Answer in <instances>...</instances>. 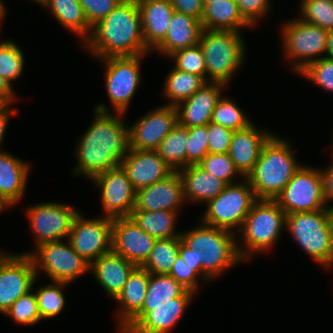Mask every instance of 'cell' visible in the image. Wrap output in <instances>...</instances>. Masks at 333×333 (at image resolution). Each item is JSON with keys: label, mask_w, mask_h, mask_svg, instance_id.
I'll use <instances>...</instances> for the list:
<instances>
[{"label": "cell", "mask_w": 333, "mask_h": 333, "mask_svg": "<svg viewBox=\"0 0 333 333\" xmlns=\"http://www.w3.org/2000/svg\"><path fill=\"white\" fill-rule=\"evenodd\" d=\"M94 119L82 136L77 138L73 176L92 180L95 176L120 166L131 150L129 122L123 113L94 110Z\"/></svg>", "instance_id": "cell-1"}, {"label": "cell", "mask_w": 333, "mask_h": 333, "mask_svg": "<svg viewBox=\"0 0 333 333\" xmlns=\"http://www.w3.org/2000/svg\"><path fill=\"white\" fill-rule=\"evenodd\" d=\"M81 45L96 59L150 54L143 38L137 0H122L92 27Z\"/></svg>", "instance_id": "cell-2"}, {"label": "cell", "mask_w": 333, "mask_h": 333, "mask_svg": "<svg viewBox=\"0 0 333 333\" xmlns=\"http://www.w3.org/2000/svg\"><path fill=\"white\" fill-rule=\"evenodd\" d=\"M288 139L273 134L264 144L253 171L246 177L258 199L275 200L302 166Z\"/></svg>", "instance_id": "cell-3"}, {"label": "cell", "mask_w": 333, "mask_h": 333, "mask_svg": "<svg viewBox=\"0 0 333 333\" xmlns=\"http://www.w3.org/2000/svg\"><path fill=\"white\" fill-rule=\"evenodd\" d=\"M285 226L286 213L277 202L258 199L236 233V246L240 258L249 262L257 253L265 254L271 251Z\"/></svg>", "instance_id": "cell-4"}, {"label": "cell", "mask_w": 333, "mask_h": 333, "mask_svg": "<svg viewBox=\"0 0 333 333\" xmlns=\"http://www.w3.org/2000/svg\"><path fill=\"white\" fill-rule=\"evenodd\" d=\"M181 238L190 249L201 250L202 278L205 283L244 262L238 254L236 234L228 230L200 222L197 227L182 231Z\"/></svg>", "instance_id": "cell-5"}, {"label": "cell", "mask_w": 333, "mask_h": 333, "mask_svg": "<svg viewBox=\"0 0 333 333\" xmlns=\"http://www.w3.org/2000/svg\"><path fill=\"white\" fill-rule=\"evenodd\" d=\"M285 231L325 270L333 267L332 208L286 215Z\"/></svg>", "instance_id": "cell-6"}, {"label": "cell", "mask_w": 333, "mask_h": 333, "mask_svg": "<svg viewBox=\"0 0 333 333\" xmlns=\"http://www.w3.org/2000/svg\"><path fill=\"white\" fill-rule=\"evenodd\" d=\"M243 33L229 30L203 29L199 38L205 63L206 82L228 85L245 61Z\"/></svg>", "instance_id": "cell-7"}, {"label": "cell", "mask_w": 333, "mask_h": 333, "mask_svg": "<svg viewBox=\"0 0 333 333\" xmlns=\"http://www.w3.org/2000/svg\"><path fill=\"white\" fill-rule=\"evenodd\" d=\"M147 55L149 54L97 59L104 65L105 88L113 108L110 110L102 102L94 110L123 114L129 111V105L142 81L140 64Z\"/></svg>", "instance_id": "cell-8"}, {"label": "cell", "mask_w": 333, "mask_h": 333, "mask_svg": "<svg viewBox=\"0 0 333 333\" xmlns=\"http://www.w3.org/2000/svg\"><path fill=\"white\" fill-rule=\"evenodd\" d=\"M280 27L283 57L292 62L290 69L295 74L311 62L328 56L327 30L298 17L284 21Z\"/></svg>", "instance_id": "cell-9"}, {"label": "cell", "mask_w": 333, "mask_h": 333, "mask_svg": "<svg viewBox=\"0 0 333 333\" xmlns=\"http://www.w3.org/2000/svg\"><path fill=\"white\" fill-rule=\"evenodd\" d=\"M258 200L247 178L227 184L224 190L205 206L201 222L237 233Z\"/></svg>", "instance_id": "cell-10"}, {"label": "cell", "mask_w": 333, "mask_h": 333, "mask_svg": "<svg viewBox=\"0 0 333 333\" xmlns=\"http://www.w3.org/2000/svg\"><path fill=\"white\" fill-rule=\"evenodd\" d=\"M21 254L31 256L36 277H39L42 271L51 281L70 284L90 272V263L72 248L68 239L46 242L35 248V251Z\"/></svg>", "instance_id": "cell-11"}, {"label": "cell", "mask_w": 333, "mask_h": 333, "mask_svg": "<svg viewBox=\"0 0 333 333\" xmlns=\"http://www.w3.org/2000/svg\"><path fill=\"white\" fill-rule=\"evenodd\" d=\"M25 212L35 249L46 242L68 239L79 210L64 202L53 201L32 204Z\"/></svg>", "instance_id": "cell-12"}, {"label": "cell", "mask_w": 333, "mask_h": 333, "mask_svg": "<svg viewBox=\"0 0 333 333\" xmlns=\"http://www.w3.org/2000/svg\"><path fill=\"white\" fill-rule=\"evenodd\" d=\"M275 201L286 215L326 209L319 168L302 165Z\"/></svg>", "instance_id": "cell-13"}, {"label": "cell", "mask_w": 333, "mask_h": 333, "mask_svg": "<svg viewBox=\"0 0 333 333\" xmlns=\"http://www.w3.org/2000/svg\"><path fill=\"white\" fill-rule=\"evenodd\" d=\"M196 295L186 290L168 303L143 304L142 309L118 333H171Z\"/></svg>", "instance_id": "cell-14"}, {"label": "cell", "mask_w": 333, "mask_h": 333, "mask_svg": "<svg viewBox=\"0 0 333 333\" xmlns=\"http://www.w3.org/2000/svg\"><path fill=\"white\" fill-rule=\"evenodd\" d=\"M100 191L103 218L110 220L130 216L136 203V190L121 166L103 172L92 179Z\"/></svg>", "instance_id": "cell-15"}, {"label": "cell", "mask_w": 333, "mask_h": 333, "mask_svg": "<svg viewBox=\"0 0 333 333\" xmlns=\"http://www.w3.org/2000/svg\"><path fill=\"white\" fill-rule=\"evenodd\" d=\"M112 220L98 217L75 216L68 241L72 248L90 264L102 254L111 251Z\"/></svg>", "instance_id": "cell-16"}, {"label": "cell", "mask_w": 333, "mask_h": 333, "mask_svg": "<svg viewBox=\"0 0 333 333\" xmlns=\"http://www.w3.org/2000/svg\"><path fill=\"white\" fill-rule=\"evenodd\" d=\"M36 279L29 254L11 253L0 264V313L3 315L21 296L32 290Z\"/></svg>", "instance_id": "cell-17"}, {"label": "cell", "mask_w": 333, "mask_h": 333, "mask_svg": "<svg viewBox=\"0 0 333 333\" xmlns=\"http://www.w3.org/2000/svg\"><path fill=\"white\" fill-rule=\"evenodd\" d=\"M132 123V124H131ZM131 146L138 150H157L160 142L178 124L175 106L161 105L131 122Z\"/></svg>", "instance_id": "cell-18"}, {"label": "cell", "mask_w": 333, "mask_h": 333, "mask_svg": "<svg viewBox=\"0 0 333 333\" xmlns=\"http://www.w3.org/2000/svg\"><path fill=\"white\" fill-rule=\"evenodd\" d=\"M155 242L130 216L112 220L111 250L134 265L145 263Z\"/></svg>", "instance_id": "cell-19"}, {"label": "cell", "mask_w": 333, "mask_h": 333, "mask_svg": "<svg viewBox=\"0 0 333 333\" xmlns=\"http://www.w3.org/2000/svg\"><path fill=\"white\" fill-rule=\"evenodd\" d=\"M185 205L181 175L178 171H173L165 179L136 191L133 210H166L180 213Z\"/></svg>", "instance_id": "cell-20"}, {"label": "cell", "mask_w": 333, "mask_h": 333, "mask_svg": "<svg viewBox=\"0 0 333 333\" xmlns=\"http://www.w3.org/2000/svg\"><path fill=\"white\" fill-rule=\"evenodd\" d=\"M120 166L136 191L165 179L173 172L156 150L132 148L131 152L122 159Z\"/></svg>", "instance_id": "cell-21"}, {"label": "cell", "mask_w": 333, "mask_h": 333, "mask_svg": "<svg viewBox=\"0 0 333 333\" xmlns=\"http://www.w3.org/2000/svg\"><path fill=\"white\" fill-rule=\"evenodd\" d=\"M226 84L219 82H207L193 96L178 103V124L186 128L207 125L218 100L223 95Z\"/></svg>", "instance_id": "cell-22"}, {"label": "cell", "mask_w": 333, "mask_h": 333, "mask_svg": "<svg viewBox=\"0 0 333 333\" xmlns=\"http://www.w3.org/2000/svg\"><path fill=\"white\" fill-rule=\"evenodd\" d=\"M273 134L265 128L260 129L254 122L245 129L234 131L228 155L244 178L253 171L264 144Z\"/></svg>", "instance_id": "cell-23"}, {"label": "cell", "mask_w": 333, "mask_h": 333, "mask_svg": "<svg viewBox=\"0 0 333 333\" xmlns=\"http://www.w3.org/2000/svg\"><path fill=\"white\" fill-rule=\"evenodd\" d=\"M136 267L131 261L111 250L90 264V273L105 293L114 300Z\"/></svg>", "instance_id": "cell-24"}, {"label": "cell", "mask_w": 333, "mask_h": 333, "mask_svg": "<svg viewBox=\"0 0 333 333\" xmlns=\"http://www.w3.org/2000/svg\"><path fill=\"white\" fill-rule=\"evenodd\" d=\"M137 4L146 48L152 53L165 39L175 10L169 0H137Z\"/></svg>", "instance_id": "cell-25"}, {"label": "cell", "mask_w": 333, "mask_h": 333, "mask_svg": "<svg viewBox=\"0 0 333 333\" xmlns=\"http://www.w3.org/2000/svg\"><path fill=\"white\" fill-rule=\"evenodd\" d=\"M165 39L152 51L170 57L176 51L199 44L201 21L193 16L174 11Z\"/></svg>", "instance_id": "cell-26"}, {"label": "cell", "mask_w": 333, "mask_h": 333, "mask_svg": "<svg viewBox=\"0 0 333 333\" xmlns=\"http://www.w3.org/2000/svg\"><path fill=\"white\" fill-rule=\"evenodd\" d=\"M31 164L6 150L0 151V195L12 207L19 204L26 193ZM16 204V205H15Z\"/></svg>", "instance_id": "cell-27"}, {"label": "cell", "mask_w": 333, "mask_h": 333, "mask_svg": "<svg viewBox=\"0 0 333 333\" xmlns=\"http://www.w3.org/2000/svg\"><path fill=\"white\" fill-rule=\"evenodd\" d=\"M148 283L149 272L137 266L129 275L122 291L114 299L119 304L116 313L117 333L142 309Z\"/></svg>", "instance_id": "cell-28"}, {"label": "cell", "mask_w": 333, "mask_h": 333, "mask_svg": "<svg viewBox=\"0 0 333 333\" xmlns=\"http://www.w3.org/2000/svg\"><path fill=\"white\" fill-rule=\"evenodd\" d=\"M183 182L184 198L187 203L207 204L226 187V183L199 165H188L178 170Z\"/></svg>", "instance_id": "cell-29"}, {"label": "cell", "mask_w": 333, "mask_h": 333, "mask_svg": "<svg viewBox=\"0 0 333 333\" xmlns=\"http://www.w3.org/2000/svg\"><path fill=\"white\" fill-rule=\"evenodd\" d=\"M203 29L243 32L253 28L242 16L235 0H219L207 3L201 19Z\"/></svg>", "instance_id": "cell-30"}, {"label": "cell", "mask_w": 333, "mask_h": 333, "mask_svg": "<svg viewBox=\"0 0 333 333\" xmlns=\"http://www.w3.org/2000/svg\"><path fill=\"white\" fill-rule=\"evenodd\" d=\"M39 5L49 10L59 24L78 36L81 43L89 37L92 28L78 0H42Z\"/></svg>", "instance_id": "cell-31"}, {"label": "cell", "mask_w": 333, "mask_h": 333, "mask_svg": "<svg viewBox=\"0 0 333 333\" xmlns=\"http://www.w3.org/2000/svg\"><path fill=\"white\" fill-rule=\"evenodd\" d=\"M179 212L174 211H142L132 210L130 217L146 233L155 239H167L181 237L180 231H176V223Z\"/></svg>", "instance_id": "cell-32"}, {"label": "cell", "mask_w": 333, "mask_h": 333, "mask_svg": "<svg viewBox=\"0 0 333 333\" xmlns=\"http://www.w3.org/2000/svg\"><path fill=\"white\" fill-rule=\"evenodd\" d=\"M207 82L200 76L171 67L163 85V97L168 100L165 105L176 106L193 96Z\"/></svg>", "instance_id": "cell-33"}, {"label": "cell", "mask_w": 333, "mask_h": 333, "mask_svg": "<svg viewBox=\"0 0 333 333\" xmlns=\"http://www.w3.org/2000/svg\"><path fill=\"white\" fill-rule=\"evenodd\" d=\"M187 139L188 128L177 124L156 150L173 171L186 167Z\"/></svg>", "instance_id": "cell-34"}, {"label": "cell", "mask_w": 333, "mask_h": 333, "mask_svg": "<svg viewBox=\"0 0 333 333\" xmlns=\"http://www.w3.org/2000/svg\"><path fill=\"white\" fill-rule=\"evenodd\" d=\"M181 241V237L156 239L149 257L141 267L150 274H169L179 255Z\"/></svg>", "instance_id": "cell-35"}, {"label": "cell", "mask_w": 333, "mask_h": 333, "mask_svg": "<svg viewBox=\"0 0 333 333\" xmlns=\"http://www.w3.org/2000/svg\"><path fill=\"white\" fill-rule=\"evenodd\" d=\"M41 285L35 292L41 320L57 317L65 308L66 298L63 288L70 285L67 282L51 281Z\"/></svg>", "instance_id": "cell-36"}, {"label": "cell", "mask_w": 333, "mask_h": 333, "mask_svg": "<svg viewBox=\"0 0 333 333\" xmlns=\"http://www.w3.org/2000/svg\"><path fill=\"white\" fill-rule=\"evenodd\" d=\"M187 289L168 274H150L144 304H162L181 296Z\"/></svg>", "instance_id": "cell-37"}, {"label": "cell", "mask_w": 333, "mask_h": 333, "mask_svg": "<svg viewBox=\"0 0 333 333\" xmlns=\"http://www.w3.org/2000/svg\"><path fill=\"white\" fill-rule=\"evenodd\" d=\"M239 107L232 98L223 96L218 100L213 110L211 122L233 131L245 129L253 120Z\"/></svg>", "instance_id": "cell-38"}, {"label": "cell", "mask_w": 333, "mask_h": 333, "mask_svg": "<svg viewBox=\"0 0 333 333\" xmlns=\"http://www.w3.org/2000/svg\"><path fill=\"white\" fill-rule=\"evenodd\" d=\"M15 40L3 39L0 42V75L12 85L24 73L25 55Z\"/></svg>", "instance_id": "cell-39"}, {"label": "cell", "mask_w": 333, "mask_h": 333, "mask_svg": "<svg viewBox=\"0 0 333 333\" xmlns=\"http://www.w3.org/2000/svg\"><path fill=\"white\" fill-rule=\"evenodd\" d=\"M36 277L32 290L27 294L19 297L11 307L3 314L5 317H9L12 322H15L18 325H35L40 323L41 317L38 309V301L36 294L34 292V285H36Z\"/></svg>", "instance_id": "cell-40"}, {"label": "cell", "mask_w": 333, "mask_h": 333, "mask_svg": "<svg viewBox=\"0 0 333 333\" xmlns=\"http://www.w3.org/2000/svg\"><path fill=\"white\" fill-rule=\"evenodd\" d=\"M299 16L304 22L333 30V0H301Z\"/></svg>", "instance_id": "cell-41"}, {"label": "cell", "mask_w": 333, "mask_h": 333, "mask_svg": "<svg viewBox=\"0 0 333 333\" xmlns=\"http://www.w3.org/2000/svg\"><path fill=\"white\" fill-rule=\"evenodd\" d=\"M198 165L206 172H209L216 178L224 181L226 184L241 181L236 178L238 176H241V179L244 178L236 169L234 162L230 159L228 153H208Z\"/></svg>", "instance_id": "cell-42"}, {"label": "cell", "mask_w": 333, "mask_h": 333, "mask_svg": "<svg viewBox=\"0 0 333 333\" xmlns=\"http://www.w3.org/2000/svg\"><path fill=\"white\" fill-rule=\"evenodd\" d=\"M169 59L174 61L173 66L178 70L195 74L206 81V63L203 50L199 44L178 50Z\"/></svg>", "instance_id": "cell-43"}, {"label": "cell", "mask_w": 333, "mask_h": 333, "mask_svg": "<svg viewBox=\"0 0 333 333\" xmlns=\"http://www.w3.org/2000/svg\"><path fill=\"white\" fill-rule=\"evenodd\" d=\"M299 74L301 77L312 81L319 88L333 93V57L327 56L313 61Z\"/></svg>", "instance_id": "cell-44"}, {"label": "cell", "mask_w": 333, "mask_h": 333, "mask_svg": "<svg viewBox=\"0 0 333 333\" xmlns=\"http://www.w3.org/2000/svg\"><path fill=\"white\" fill-rule=\"evenodd\" d=\"M186 167L198 165L208 154L207 125L188 128Z\"/></svg>", "instance_id": "cell-45"}, {"label": "cell", "mask_w": 333, "mask_h": 333, "mask_svg": "<svg viewBox=\"0 0 333 333\" xmlns=\"http://www.w3.org/2000/svg\"><path fill=\"white\" fill-rule=\"evenodd\" d=\"M168 275L173 277L187 290L192 291L195 294H197L200 289V282H205V280L194 269L185 263L180 255L176 258V261L173 263Z\"/></svg>", "instance_id": "cell-46"}, {"label": "cell", "mask_w": 333, "mask_h": 333, "mask_svg": "<svg viewBox=\"0 0 333 333\" xmlns=\"http://www.w3.org/2000/svg\"><path fill=\"white\" fill-rule=\"evenodd\" d=\"M243 18L255 28L271 13V0H235ZM257 24V25H256Z\"/></svg>", "instance_id": "cell-47"}, {"label": "cell", "mask_w": 333, "mask_h": 333, "mask_svg": "<svg viewBox=\"0 0 333 333\" xmlns=\"http://www.w3.org/2000/svg\"><path fill=\"white\" fill-rule=\"evenodd\" d=\"M92 28L103 20L122 0H78Z\"/></svg>", "instance_id": "cell-48"}, {"label": "cell", "mask_w": 333, "mask_h": 333, "mask_svg": "<svg viewBox=\"0 0 333 333\" xmlns=\"http://www.w3.org/2000/svg\"><path fill=\"white\" fill-rule=\"evenodd\" d=\"M208 130V153H228L234 131L209 122Z\"/></svg>", "instance_id": "cell-49"}, {"label": "cell", "mask_w": 333, "mask_h": 333, "mask_svg": "<svg viewBox=\"0 0 333 333\" xmlns=\"http://www.w3.org/2000/svg\"><path fill=\"white\" fill-rule=\"evenodd\" d=\"M169 2L176 12L193 16L201 21L204 14L203 0H169Z\"/></svg>", "instance_id": "cell-50"}, {"label": "cell", "mask_w": 333, "mask_h": 333, "mask_svg": "<svg viewBox=\"0 0 333 333\" xmlns=\"http://www.w3.org/2000/svg\"><path fill=\"white\" fill-rule=\"evenodd\" d=\"M179 255L183 258L186 264H188L202 277L201 250H192L183 241H181L179 245Z\"/></svg>", "instance_id": "cell-51"}, {"label": "cell", "mask_w": 333, "mask_h": 333, "mask_svg": "<svg viewBox=\"0 0 333 333\" xmlns=\"http://www.w3.org/2000/svg\"><path fill=\"white\" fill-rule=\"evenodd\" d=\"M320 174L322 177L323 196L327 203V206L333 208V161L330 166L326 168H320ZM332 201V202H331Z\"/></svg>", "instance_id": "cell-52"}, {"label": "cell", "mask_w": 333, "mask_h": 333, "mask_svg": "<svg viewBox=\"0 0 333 333\" xmlns=\"http://www.w3.org/2000/svg\"><path fill=\"white\" fill-rule=\"evenodd\" d=\"M14 104H7V103H0V151H3V142L4 137L7 131V127L9 124L10 117L16 116L19 112L17 111V108H14L12 106Z\"/></svg>", "instance_id": "cell-53"}, {"label": "cell", "mask_w": 333, "mask_h": 333, "mask_svg": "<svg viewBox=\"0 0 333 333\" xmlns=\"http://www.w3.org/2000/svg\"><path fill=\"white\" fill-rule=\"evenodd\" d=\"M13 85L0 75V103L13 104L17 101ZM15 100V101H14Z\"/></svg>", "instance_id": "cell-54"}, {"label": "cell", "mask_w": 333, "mask_h": 333, "mask_svg": "<svg viewBox=\"0 0 333 333\" xmlns=\"http://www.w3.org/2000/svg\"><path fill=\"white\" fill-rule=\"evenodd\" d=\"M327 49L328 56L333 57V30L327 32Z\"/></svg>", "instance_id": "cell-55"}, {"label": "cell", "mask_w": 333, "mask_h": 333, "mask_svg": "<svg viewBox=\"0 0 333 333\" xmlns=\"http://www.w3.org/2000/svg\"><path fill=\"white\" fill-rule=\"evenodd\" d=\"M5 6L6 5L4 4V0H0V25H1V22L3 21V19H5V17H6L7 8Z\"/></svg>", "instance_id": "cell-56"}, {"label": "cell", "mask_w": 333, "mask_h": 333, "mask_svg": "<svg viewBox=\"0 0 333 333\" xmlns=\"http://www.w3.org/2000/svg\"><path fill=\"white\" fill-rule=\"evenodd\" d=\"M11 206L12 205L0 195V214L4 212V210H7L8 208L10 209Z\"/></svg>", "instance_id": "cell-57"}, {"label": "cell", "mask_w": 333, "mask_h": 333, "mask_svg": "<svg viewBox=\"0 0 333 333\" xmlns=\"http://www.w3.org/2000/svg\"><path fill=\"white\" fill-rule=\"evenodd\" d=\"M10 253L2 251L0 249V264L4 261V259L9 255Z\"/></svg>", "instance_id": "cell-58"}, {"label": "cell", "mask_w": 333, "mask_h": 333, "mask_svg": "<svg viewBox=\"0 0 333 333\" xmlns=\"http://www.w3.org/2000/svg\"><path fill=\"white\" fill-rule=\"evenodd\" d=\"M215 1H219V0H203V3L205 6L207 3H211V2H215Z\"/></svg>", "instance_id": "cell-59"}, {"label": "cell", "mask_w": 333, "mask_h": 333, "mask_svg": "<svg viewBox=\"0 0 333 333\" xmlns=\"http://www.w3.org/2000/svg\"><path fill=\"white\" fill-rule=\"evenodd\" d=\"M31 1L35 2L36 4L37 3L40 4L42 0H31Z\"/></svg>", "instance_id": "cell-60"}, {"label": "cell", "mask_w": 333, "mask_h": 333, "mask_svg": "<svg viewBox=\"0 0 333 333\" xmlns=\"http://www.w3.org/2000/svg\"><path fill=\"white\" fill-rule=\"evenodd\" d=\"M332 147H333V145H332ZM331 154H332V157H331L332 159H331V161H333V149H332V153H331Z\"/></svg>", "instance_id": "cell-61"}]
</instances>
